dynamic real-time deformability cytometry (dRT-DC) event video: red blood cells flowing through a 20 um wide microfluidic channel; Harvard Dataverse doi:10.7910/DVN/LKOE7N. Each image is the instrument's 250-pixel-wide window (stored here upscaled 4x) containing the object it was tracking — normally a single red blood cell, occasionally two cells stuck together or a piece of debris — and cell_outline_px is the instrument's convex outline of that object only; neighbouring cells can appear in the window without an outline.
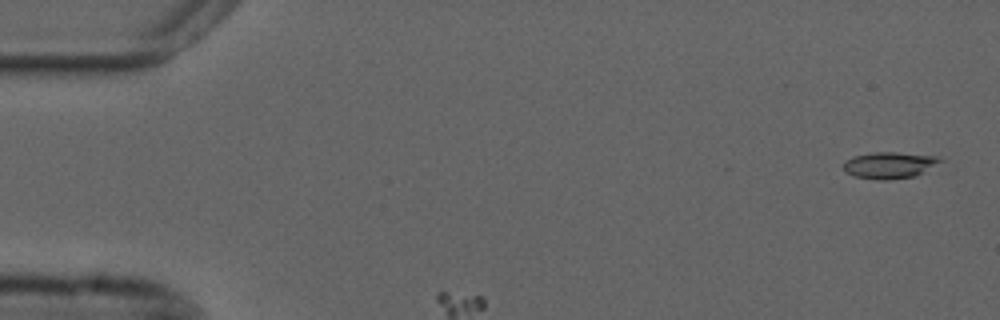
{"species": "common noctule bat (a hibernating species)", "species_latin": "Nyctalus noctula", "temperature_condition": "cold", "stored_images_in_passage": 34, "camera_frame_rate_fps": 3000, "um_per_image_px": 0.085, "animal": {"sex": "male", "forearm_length_mm": 52.5}, "frame": {"image": 1, "passage_image": 2, "time_ms": 0.333, "image_size_px": [1000, 320], "cell_outline_px": [[944, 160], [916, 176], [888, 180], [876, 180], [852, 176], [844, 172], [844, 160], [852, 156], [872, 152], [896, 152], [940, 156]], "centroid_in_image_um": [75.58, 14.04], "position_along_channel_um": 9.4, "area_um2": 15.26}}